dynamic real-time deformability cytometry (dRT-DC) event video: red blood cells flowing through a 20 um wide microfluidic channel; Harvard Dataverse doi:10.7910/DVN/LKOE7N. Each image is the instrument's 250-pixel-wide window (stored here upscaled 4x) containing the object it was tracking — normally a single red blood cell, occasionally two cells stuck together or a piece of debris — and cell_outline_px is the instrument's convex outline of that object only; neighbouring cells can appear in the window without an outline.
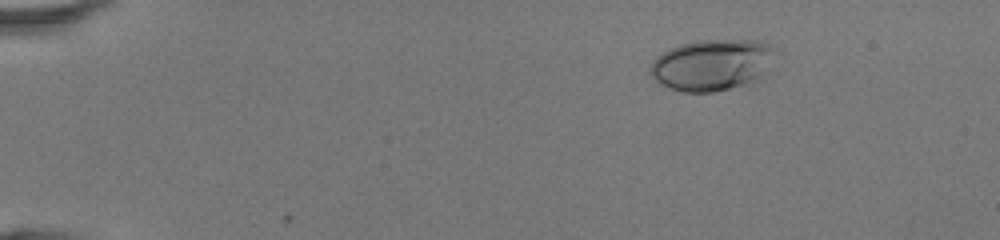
{"species": "human", "species_latin": "Homo sapiens", "temperature_condition": "room temperature", "stored_images_in_passage": 42, "camera_frame_rate_fps": 3000, "um_per_image_px": 0.085, "donor": {"sex": "female"}, "frame": {"image": 1, "passage_image": 1, "time_ms": 0.0, "image_size_px": [1000, 240], "cell_outline_px": [[772, 48], [764, 80], [712, 92], [680, 92], [660, 84], [652, 76], [652, 60], [656, 56], [680, 44], [696, 40], [760, 40], [772, 44]], "centroid_in_image_um": [60.53, 5.52], "position_along_channel_um": 24.5, "area_um2": 37.28}}
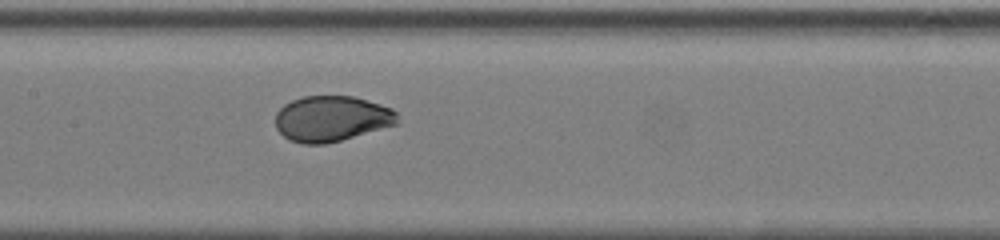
{"frame": {"image": 2, "passage_image": 19, "time_ms": 6.0, "image_size_px": [1000, 240], "cell_outline_px": [[400, 124], [340, 140], [324, 144], [304, 144], [288, 140], [276, 128], [276, 112], [284, 104], [292, 100], [304, 96], [352, 96], [380, 104], [392, 108], [396, 112]], "centroid_in_image_um": [28.2, 10.09], "position_along_channel_um": 179.2, "area_um2": 32.54}}
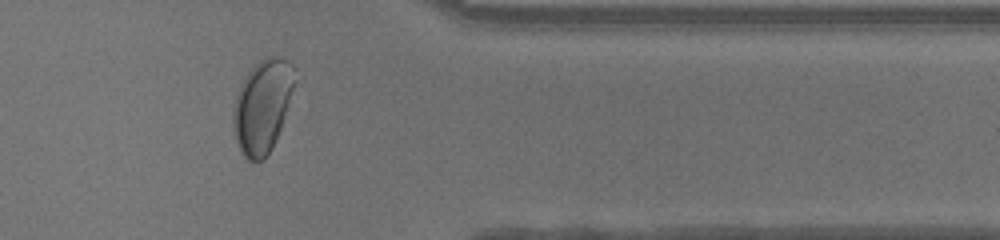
{"frame": {"image": 3, "passage_image": 34, "time_ms": 11.0, "image_size_px": [1000, 240], "cell_outline_px": [[296, 80], [280, 128], [272, 148], [264, 160], [248, 160], [240, 152], [236, 144], [232, 132], [232, 112], [236, 92], [244, 76], [260, 60], [268, 56], [280, 56], [288, 60], [296, 68]], "centroid_in_image_um": [22.28, 9.0], "position_along_channel_um": 389.1, "area_um2": 33.76}, "authors_computed_cell_mechanics": {"area_um2": 33.7263, "velocity_mm_per_s": 4.3572, "shape_relaxation_time_tau1_ms": 2.6347, "shape_relaxation_time_tau2_ms": null, "deformation_change_tau1": 0.1462, "deformation_change_tau2": null}}